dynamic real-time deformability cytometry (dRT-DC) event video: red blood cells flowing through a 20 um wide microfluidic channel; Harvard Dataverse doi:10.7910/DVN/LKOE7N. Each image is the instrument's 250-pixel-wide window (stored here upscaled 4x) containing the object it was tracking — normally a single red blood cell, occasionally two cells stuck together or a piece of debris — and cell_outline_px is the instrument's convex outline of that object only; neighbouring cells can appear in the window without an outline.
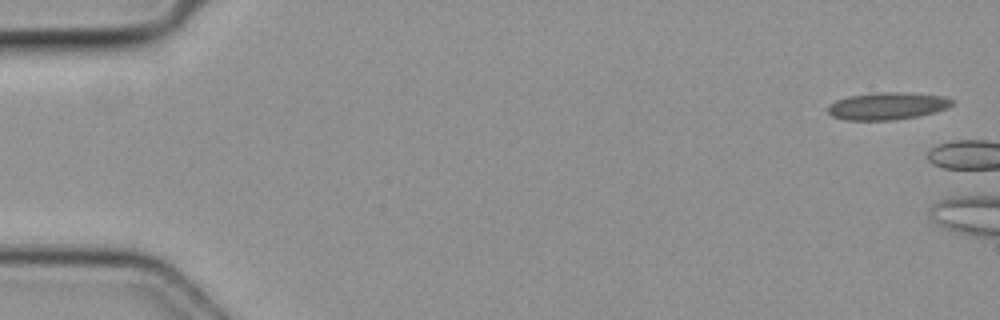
{"species": "common noctule bat (a hibernating species)", "species_latin": "Nyctalus noctula", "temperature_condition": "cold", "stored_images_in_passage": 6, "camera_frame_rate_fps": 3000, "um_per_image_px": 0.085, "animal": {"sex": "female", "body_mass_g": 19.3, "forearm_length_mm": 54.1}, "frame": {"image": 1, "passage_image": 1, "time_ms": 0.0, "image_size_px": [1000, 320], "cell_outline_px": [[952, 104], [948, 108], [936, 112], [920, 116], [892, 120], [844, 120], [832, 116], [828, 112], [828, 104], [836, 100], [848, 96], [876, 92], [904, 92], [944, 96], [952, 100]], "centroid_in_image_um": [75.41, 9.01], "position_along_channel_um": 9.6, "area_um2": 19.94}}